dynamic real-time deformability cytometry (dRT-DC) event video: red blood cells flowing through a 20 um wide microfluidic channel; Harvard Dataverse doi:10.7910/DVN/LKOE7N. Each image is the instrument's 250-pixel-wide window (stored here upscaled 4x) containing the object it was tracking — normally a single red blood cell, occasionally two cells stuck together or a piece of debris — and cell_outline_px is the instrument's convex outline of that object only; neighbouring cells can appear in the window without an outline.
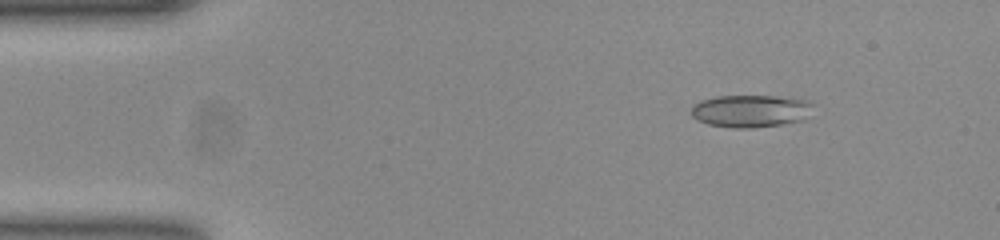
{"species": "common noctule bat (a hibernating species)", "species_latin": "Nyctalus noctula", "temperature_condition": "room temperature", "stored_images_in_passage": 52, "camera_frame_rate_fps": 3000, "um_per_image_px": 0.085, "animal": {"sex": "female", "body_mass_g": 23.0, "forearm_length_mm": 53.4}, "frame": {"image": 1, "passage_image": 7, "time_ms": 2.0, "image_size_px": [1000, 240], "cell_outline_px": [[816, 104], [804, 120], [780, 124], [748, 128], [736, 128], [708, 124], [696, 120], [692, 116], [692, 104], [700, 100], [716, 96], [776, 96], [808, 100]], "centroid_in_image_um": [63.81, 9.42], "position_along_channel_um": 21.2, "area_um2": 23.18}}
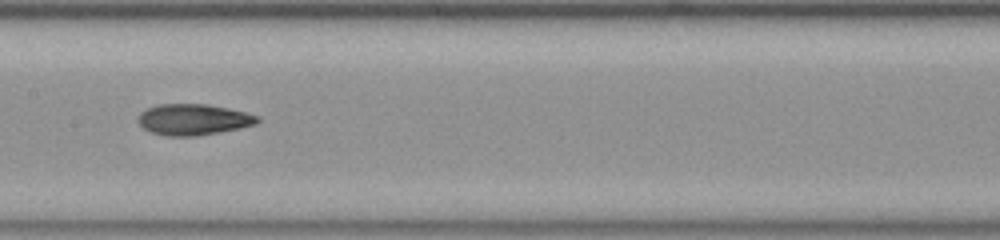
{"frame": {"image": 2, "passage_image": 26, "time_ms": 8.333, "image_size_px": [1000, 240], "cell_outline_px": [[260, 120], [256, 124], [240, 128], [196, 136], [168, 136], [152, 132], [144, 128], [140, 124], [140, 112], [156, 104], [208, 104], [228, 108], [260, 116]], "centroid_in_image_um": [16.47, 10.15], "position_along_channel_um": 190.9, "area_um2": 21.44}}
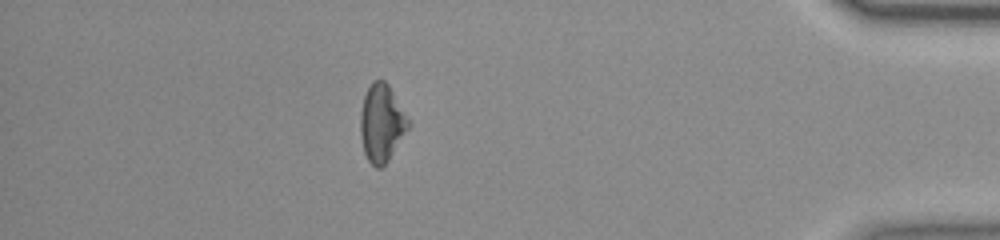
{"frame": {"image": 3, "passage_image": 46, "time_ms": 15.0, "image_size_px": [1000, 240], "cell_outline_px": [[412, 124], [388, 160], [380, 168], [376, 168], [368, 160], [364, 152], [360, 136], [360, 112], [364, 96], [372, 80], [384, 80], [388, 84]], "centroid_in_image_um": [32.44, 10.46], "position_along_channel_um": 402.8, "area_um2": 21.68}, "authors_computed_cell_mechanics": {"area_um2": 21.5016, "velocity_mm_per_s": 3.8951, "shape_relaxation_time_tau1_ms": null, "shape_relaxation_time_tau2_ms": 4.3933, "deformation_change_tau1": null, "deformation_change_tau2": 0.1154}}